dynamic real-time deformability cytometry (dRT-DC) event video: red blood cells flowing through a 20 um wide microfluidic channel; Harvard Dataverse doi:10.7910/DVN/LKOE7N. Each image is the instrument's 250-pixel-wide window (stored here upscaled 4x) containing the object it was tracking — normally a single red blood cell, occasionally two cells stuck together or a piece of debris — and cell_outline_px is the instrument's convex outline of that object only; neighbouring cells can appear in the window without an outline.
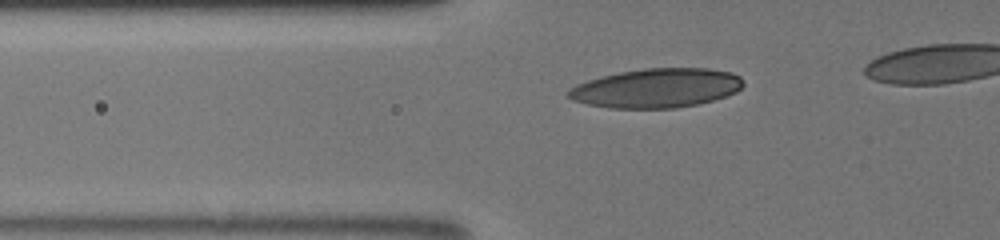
{"species": "human", "species_latin": "Homo sapiens", "temperature_condition": "room temperature", "stored_images_in_passage": 19, "camera_frame_rate_fps": 3000, "um_per_image_px": 0.085, "donor": {"sex": "male"}, "frame": {"image": 1, "passage_image": 4, "time_ms": 1.333, "image_size_px": [1000, 240], "cell_outline_px": [[744, 84], [736, 92], [712, 100], [696, 104], [676, 108], [612, 108], [588, 104], [572, 100], [568, 96], [568, 88], [576, 84], [600, 76], [620, 72], [644, 68], [708, 68], [732, 72], [740, 76], [744, 80]], "centroid_in_image_um": [55.8, 7.48], "position_along_channel_um": 70.0, "area_um2": 40.0}}
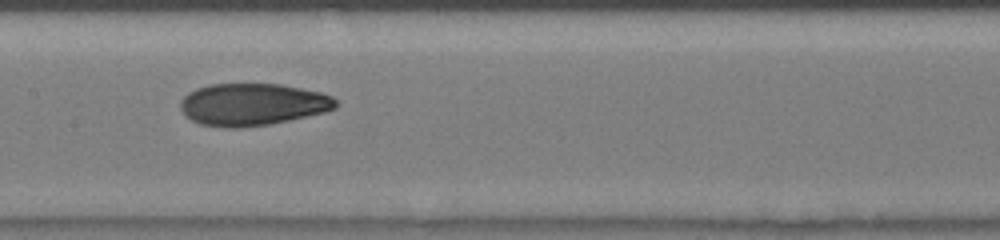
{"frame": {"image": 2, "passage_image": 10, "time_ms": 4.333, "image_size_px": [1000, 240], "cell_outline_px": [[336, 108], [324, 112], [288, 120], [268, 124], [240, 128], [228, 128], [200, 124], [184, 116], [180, 108], [180, 100], [188, 92], [196, 88], [212, 84], [280, 84], [320, 92], [332, 96], [336, 100]], "centroid_in_image_um": [21.42, 8.88], "position_along_channel_um": 186.0, "area_um2": 38.15}}
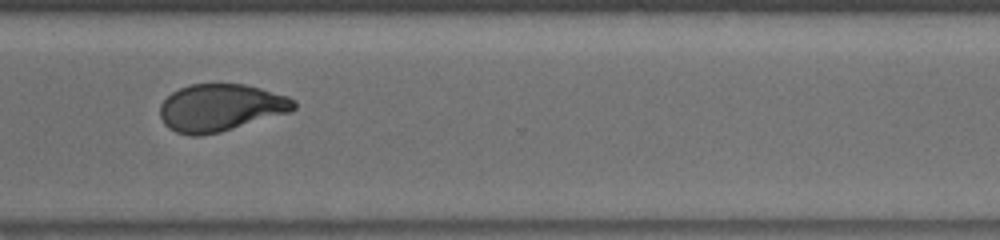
{"frame": {"image": 3, "passage_image": 17, "time_ms": 8.333, "image_size_px": [1000, 240], "cell_outline_px": [[296, 108], [288, 112], [220, 132], [200, 136], [188, 136], [176, 132], [168, 128], [164, 124], [160, 116], [160, 104], [172, 92], [188, 84], [244, 84], [260, 88], [288, 96], [296, 100]], "centroid_in_image_um": [18.72, 9.15], "position_along_channel_um": 351.9, "area_um2": 36.82}}